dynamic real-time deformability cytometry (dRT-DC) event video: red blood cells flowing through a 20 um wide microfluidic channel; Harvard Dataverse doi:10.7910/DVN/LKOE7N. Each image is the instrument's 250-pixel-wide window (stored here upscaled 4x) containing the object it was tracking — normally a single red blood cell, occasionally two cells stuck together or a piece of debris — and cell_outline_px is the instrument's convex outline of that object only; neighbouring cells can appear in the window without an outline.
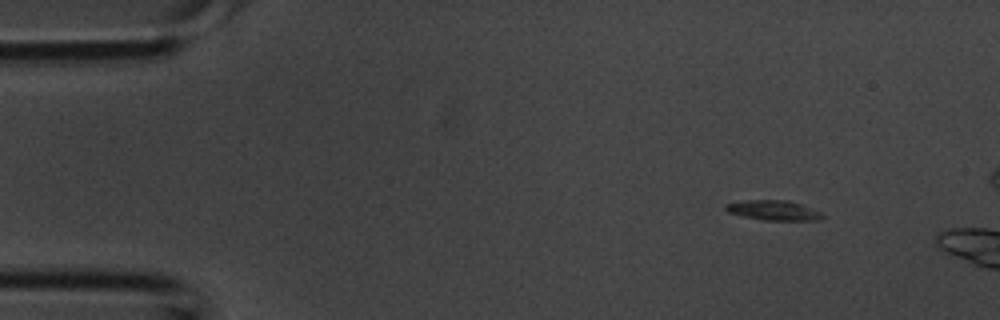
{"species": "common noctule bat (a hibernating species)", "species_latin": "Nyctalus noctula", "temperature_condition": "room temperature", "stored_images_in_passage": 2, "camera_frame_rate_fps": 3000, "um_per_image_px": 0.085, "animal": {"sex": "male", "body_mass_g": 20.1, "forearm_length_mm": 53.5}, "frame": {"image": 1, "passage_image": 1, "time_ms": 0.0, "image_size_px": [1000, 320], "cell_outline_px": [[824, 216], [820, 220], [764, 220], [744, 216], [728, 212], [724, 208], [724, 204], [748, 200], [788, 200], [800, 204], [820, 212]], "centroid_in_image_um": [65.73, 17.87], "position_along_channel_um": 19.3, "area_um2": 11.04}}